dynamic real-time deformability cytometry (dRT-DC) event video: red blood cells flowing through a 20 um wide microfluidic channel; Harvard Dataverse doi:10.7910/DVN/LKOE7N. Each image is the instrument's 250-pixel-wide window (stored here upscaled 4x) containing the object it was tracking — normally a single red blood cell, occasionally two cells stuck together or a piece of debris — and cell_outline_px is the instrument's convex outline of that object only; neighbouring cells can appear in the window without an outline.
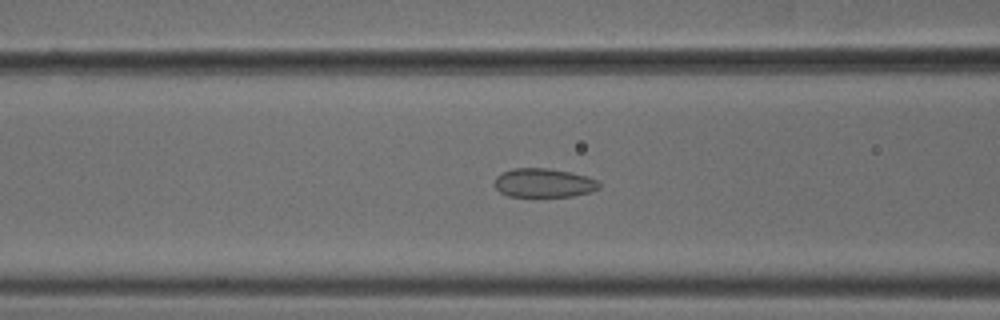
{"species": "common noctule bat (a hibernating species)", "species_latin": "Nyctalus noctula", "temperature_condition": "cold", "stored_images_in_passage": 6, "camera_frame_rate_fps": 3000, "um_per_image_px": 0.085, "animal": {"sex": "male", "body_mass_g": 18.8}, "frame": {"image": 1, "passage_image": 5, "time_ms": 1.333, "image_size_px": [1000, 320], "cell_outline_px": [[600, 188], [592, 192], [572, 196], [508, 196], [500, 192], [492, 184], [496, 176], [500, 172], [512, 168], [548, 168], [572, 172], [588, 176], [596, 180], [600, 184]], "centroid_in_image_um": [46.2, 15.53], "position_along_channel_um": 120.4, "area_um2": 17.92}}